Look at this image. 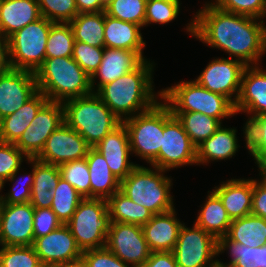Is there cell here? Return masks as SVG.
<instances>
[{
    "label": "cell",
    "mask_w": 266,
    "mask_h": 267,
    "mask_svg": "<svg viewBox=\"0 0 266 267\" xmlns=\"http://www.w3.org/2000/svg\"><path fill=\"white\" fill-rule=\"evenodd\" d=\"M232 241L249 247L266 244V219L247 215L233 219L226 235Z\"/></svg>",
    "instance_id": "32"
},
{
    "label": "cell",
    "mask_w": 266,
    "mask_h": 267,
    "mask_svg": "<svg viewBox=\"0 0 266 267\" xmlns=\"http://www.w3.org/2000/svg\"><path fill=\"white\" fill-rule=\"evenodd\" d=\"M38 91L61 102L92 93L89 75L72 57L46 58L35 72Z\"/></svg>",
    "instance_id": "3"
},
{
    "label": "cell",
    "mask_w": 266,
    "mask_h": 267,
    "mask_svg": "<svg viewBox=\"0 0 266 267\" xmlns=\"http://www.w3.org/2000/svg\"><path fill=\"white\" fill-rule=\"evenodd\" d=\"M161 90L162 101L172 112H200L221 123L236 114L235 105L227 97L207 90L192 79Z\"/></svg>",
    "instance_id": "6"
},
{
    "label": "cell",
    "mask_w": 266,
    "mask_h": 267,
    "mask_svg": "<svg viewBox=\"0 0 266 267\" xmlns=\"http://www.w3.org/2000/svg\"><path fill=\"white\" fill-rule=\"evenodd\" d=\"M144 61L145 59L137 51L105 48L99 68L90 77L92 92H96L101 86L122 77L125 73L135 70Z\"/></svg>",
    "instance_id": "21"
},
{
    "label": "cell",
    "mask_w": 266,
    "mask_h": 267,
    "mask_svg": "<svg viewBox=\"0 0 266 267\" xmlns=\"http://www.w3.org/2000/svg\"><path fill=\"white\" fill-rule=\"evenodd\" d=\"M264 48L266 51V25L264 24Z\"/></svg>",
    "instance_id": "57"
},
{
    "label": "cell",
    "mask_w": 266,
    "mask_h": 267,
    "mask_svg": "<svg viewBox=\"0 0 266 267\" xmlns=\"http://www.w3.org/2000/svg\"><path fill=\"white\" fill-rule=\"evenodd\" d=\"M212 189L221 199L228 216L233 219L251 214L253 178L228 179Z\"/></svg>",
    "instance_id": "23"
},
{
    "label": "cell",
    "mask_w": 266,
    "mask_h": 267,
    "mask_svg": "<svg viewBox=\"0 0 266 267\" xmlns=\"http://www.w3.org/2000/svg\"><path fill=\"white\" fill-rule=\"evenodd\" d=\"M38 92L35 73L13 69L0 75V120L15 113Z\"/></svg>",
    "instance_id": "18"
},
{
    "label": "cell",
    "mask_w": 266,
    "mask_h": 267,
    "mask_svg": "<svg viewBox=\"0 0 266 267\" xmlns=\"http://www.w3.org/2000/svg\"><path fill=\"white\" fill-rule=\"evenodd\" d=\"M54 23L39 18L8 38L10 64L13 69L35 73L46 59V44Z\"/></svg>",
    "instance_id": "9"
},
{
    "label": "cell",
    "mask_w": 266,
    "mask_h": 267,
    "mask_svg": "<svg viewBox=\"0 0 266 267\" xmlns=\"http://www.w3.org/2000/svg\"><path fill=\"white\" fill-rule=\"evenodd\" d=\"M245 147L259 170H266V112L250 118L243 125Z\"/></svg>",
    "instance_id": "35"
},
{
    "label": "cell",
    "mask_w": 266,
    "mask_h": 267,
    "mask_svg": "<svg viewBox=\"0 0 266 267\" xmlns=\"http://www.w3.org/2000/svg\"><path fill=\"white\" fill-rule=\"evenodd\" d=\"M197 165L196 146L184 131L182 123L173 115L170 107L164 102V130L162 146L158 158L152 167L170 171L183 166Z\"/></svg>",
    "instance_id": "10"
},
{
    "label": "cell",
    "mask_w": 266,
    "mask_h": 267,
    "mask_svg": "<svg viewBox=\"0 0 266 267\" xmlns=\"http://www.w3.org/2000/svg\"><path fill=\"white\" fill-rule=\"evenodd\" d=\"M258 179H253L251 214L266 219V170H259Z\"/></svg>",
    "instance_id": "50"
},
{
    "label": "cell",
    "mask_w": 266,
    "mask_h": 267,
    "mask_svg": "<svg viewBox=\"0 0 266 267\" xmlns=\"http://www.w3.org/2000/svg\"><path fill=\"white\" fill-rule=\"evenodd\" d=\"M139 267H178L172 251L151 252L150 257Z\"/></svg>",
    "instance_id": "51"
},
{
    "label": "cell",
    "mask_w": 266,
    "mask_h": 267,
    "mask_svg": "<svg viewBox=\"0 0 266 267\" xmlns=\"http://www.w3.org/2000/svg\"><path fill=\"white\" fill-rule=\"evenodd\" d=\"M33 222L31 203H1L0 246H32L35 240Z\"/></svg>",
    "instance_id": "15"
},
{
    "label": "cell",
    "mask_w": 266,
    "mask_h": 267,
    "mask_svg": "<svg viewBox=\"0 0 266 267\" xmlns=\"http://www.w3.org/2000/svg\"><path fill=\"white\" fill-rule=\"evenodd\" d=\"M31 167L30 173H24V175L19 170H17L8 180L4 181L13 183L11 189L3 194L1 203L3 204H20V203H30L31 200V189L34 183V158H29L26 162ZM20 173V177L17 175ZM20 185V186H19ZM19 186V187H18Z\"/></svg>",
    "instance_id": "40"
},
{
    "label": "cell",
    "mask_w": 266,
    "mask_h": 267,
    "mask_svg": "<svg viewBox=\"0 0 266 267\" xmlns=\"http://www.w3.org/2000/svg\"><path fill=\"white\" fill-rule=\"evenodd\" d=\"M146 59L135 70L101 86L95 93L106 106L123 122L146 112L162 99V90L154 91V61Z\"/></svg>",
    "instance_id": "2"
},
{
    "label": "cell",
    "mask_w": 266,
    "mask_h": 267,
    "mask_svg": "<svg viewBox=\"0 0 266 267\" xmlns=\"http://www.w3.org/2000/svg\"><path fill=\"white\" fill-rule=\"evenodd\" d=\"M29 158L14 143L0 141V177L6 181L17 170L22 171L23 161Z\"/></svg>",
    "instance_id": "46"
},
{
    "label": "cell",
    "mask_w": 266,
    "mask_h": 267,
    "mask_svg": "<svg viewBox=\"0 0 266 267\" xmlns=\"http://www.w3.org/2000/svg\"><path fill=\"white\" fill-rule=\"evenodd\" d=\"M81 261L85 267H132L120 260L107 247L84 251Z\"/></svg>",
    "instance_id": "48"
},
{
    "label": "cell",
    "mask_w": 266,
    "mask_h": 267,
    "mask_svg": "<svg viewBox=\"0 0 266 267\" xmlns=\"http://www.w3.org/2000/svg\"><path fill=\"white\" fill-rule=\"evenodd\" d=\"M246 67L239 60L217 57L212 59L194 80L207 90L227 97L235 105Z\"/></svg>",
    "instance_id": "12"
},
{
    "label": "cell",
    "mask_w": 266,
    "mask_h": 267,
    "mask_svg": "<svg viewBox=\"0 0 266 267\" xmlns=\"http://www.w3.org/2000/svg\"><path fill=\"white\" fill-rule=\"evenodd\" d=\"M106 247L124 263L139 267L150 257L142 226L111 222Z\"/></svg>",
    "instance_id": "14"
},
{
    "label": "cell",
    "mask_w": 266,
    "mask_h": 267,
    "mask_svg": "<svg viewBox=\"0 0 266 267\" xmlns=\"http://www.w3.org/2000/svg\"><path fill=\"white\" fill-rule=\"evenodd\" d=\"M42 17L53 23H70L79 14L76 0H38Z\"/></svg>",
    "instance_id": "44"
},
{
    "label": "cell",
    "mask_w": 266,
    "mask_h": 267,
    "mask_svg": "<svg viewBox=\"0 0 266 267\" xmlns=\"http://www.w3.org/2000/svg\"><path fill=\"white\" fill-rule=\"evenodd\" d=\"M74 33L69 23H54L46 44V58L72 57Z\"/></svg>",
    "instance_id": "38"
},
{
    "label": "cell",
    "mask_w": 266,
    "mask_h": 267,
    "mask_svg": "<svg viewBox=\"0 0 266 267\" xmlns=\"http://www.w3.org/2000/svg\"><path fill=\"white\" fill-rule=\"evenodd\" d=\"M78 13L103 12L106 4L103 0H76Z\"/></svg>",
    "instance_id": "52"
},
{
    "label": "cell",
    "mask_w": 266,
    "mask_h": 267,
    "mask_svg": "<svg viewBox=\"0 0 266 267\" xmlns=\"http://www.w3.org/2000/svg\"><path fill=\"white\" fill-rule=\"evenodd\" d=\"M261 65L247 66L241 81V90L235 112L246 113L250 118L266 112V69Z\"/></svg>",
    "instance_id": "19"
},
{
    "label": "cell",
    "mask_w": 266,
    "mask_h": 267,
    "mask_svg": "<svg viewBox=\"0 0 266 267\" xmlns=\"http://www.w3.org/2000/svg\"><path fill=\"white\" fill-rule=\"evenodd\" d=\"M217 256L225 251L230 260L223 262L217 258L218 267H266V244L249 247L232 241L226 235L217 238Z\"/></svg>",
    "instance_id": "29"
},
{
    "label": "cell",
    "mask_w": 266,
    "mask_h": 267,
    "mask_svg": "<svg viewBox=\"0 0 266 267\" xmlns=\"http://www.w3.org/2000/svg\"><path fill=\"white\" fill-rule=\"evenodd\" d=\"M111 0H103L105 4L109 3Z\"/></svg>",
    "instance_id": "58"
},
{
    "label": "cell",
    "mask_w": 266,
    "mask_h": 267,
    "mask_svg": "<svg viewBox=\"0 0 266 267\" xmlns=\"http://www.w3.org/2000/svg\"><path fill=\"white\" fill-rule=\"evenodd\" d=\"M107 203L111 222L130 223L143 226L154 215L146 207L133 202L120 190L115 192L107 200Z\"/></svg>",
    "instance_id": "33"
},
{
    "label": "cell",
    "mask_w": 266,
    "mask_h": 267,
    "mask_svg": "<svg viewBox=\"0 0 266 267\" xmlns=\"http://www.w3.org/2000/svg\"><path fill=\"white\" fill-rule=\"evenodd\" d=\"M166 170L138 164L122 181L120 191L138 205L146 207L154 215L175 208L171 188V176Z\"/></svg>",
    "instance_id": "5"
},
{
    "label": "cell",
    "mask_w": 266,
    "mask_h": 267,
    "mask_svg": "<svg viewBox=\"0 0 266 267\" xmlns=\"http://www.w3.org/2000/svg\"><path fill=\"white\" fill-rule=\"evenodd\" d=\"M61 177L59 166L34 158V183L30 203L34 208H51L53 189Z\"/></svg>",
    "instance_id": "31"
},
{
    "label": "cell",
    "mask_w": 266,
    "mask_h": 267,
    "mask_svg": "<svg viewBox=\"0 0 266 267\" xmlns=\"http://www.w3.org/2000/svg\"><path fill=\"white\" fill-rule=\"evenodd\" d=\"M3 267H43L33 246H0Z\"/></svg>",
    "instance_id": "43"
},
{
    "label": "cell",
    "mask_w": 266,
    "mask_h": 267,
    "mask_svg": "<svg viewBox=\"0 0 266 267\" xmlns=\"http://www.w3.org/2000/svg\"><path fill=\"white\" fill-rule=\"evenodd\" d=\"M61 225L62 222L51 208H34V238L47 235Z\"/></svg>",
    "instance_id": "49"
},
{
    "label": "cell",
    "mask_w": 266,
    "mask_h": 267,
    "mask_svg": "<svg viewBox=\"0 0 266 267\" xmlns=\"http://www.w3.org/2000/svg\"><path fill=\"white\" fill-rule=\"evenodd\" d=\"M4 186H5V184H4V180L0 177V193L2 192V190L4 189ZM2 193L0 194V201H1V199H2Z\"/></svg>",
    "instance_id": "55"
},
{
    "label": "cell",
    "mask_w": 266,
    "mask_h": 267,
    "mask_svg": "<svg viewBox=\"0 0 266 267\" xmlns=\"http://www.w3.org/2000/svg\"><path fill=\"white\" fill-rule=\"evenodd\" d=\"M264 17L266 18V0H265V5H264V10H263V13H262V16H261V21L265 24L264 22Z\"/></svg>",
    "instance_id": "56"
},
{
    "label": "cell",
    "mask_w": 266,
    "mask_h": 267,
    "mask_svg": "<svg viewBox=\"0 0 266 267\" xmlns=\"http://www.w3.org/2000/svg\"><path fill=\"white\" fill-rule=\"evenodd\" d=\"M180 0H147L144 27L150 24H168L180 14Z\"/></svg>",
    "instance_id": "42"
},
{
    "label": "cell",
    "mask_w": 266,
    "mask_h": 267,
    "mask_svg": "<svg viewBox=\"0 0 266 267\" xmlns=\"http://www.w3.org/2000/svg\"><path fill=\"white\" fill-rule=\"evenodd\" d=\"M59 267H85L82 261H77L74 263H68V264H61Z\"/></svg>",
    "instance_id": "54"
},
{
    "label": "cell",
    "mask_w": 266,
    "mask_h": 267,
    "mask_svg": "<svg viewBox=\"0 0 266 267\" xmlns=\"http://www.w3.org/2000/svg\"><path fill=\"white\" fill-rule=\"evenodd\" d=\"M200 207L194 223L216 239L227 235L232 220L221 199L213 190L208 191L206 201Z\"/></svg>",
    "instance_id": "30"
},
{
    "label": "cell",
    "mask_w": 266,
    "mask_h": 267,
    "mask_svg": "<svg viewBox=\"0 0 266 267\" xmlns=\"http://www.w3.org/2000/svg\"><path fill=\"white\" fill-rule=\"evenodd\" d=\"M41 17L38 0H3L0 7V36L8 39Z\"/></svg>",
    "instance_id": "26"
},
{
    "label": "cell",
    "mask_w": 266,
    "mask_h": 267,
    "mask_svg": "<svg viewBox=\"0 0 266 267\" xmlns=\"http://www.w3.org/2000/svg\"><path fill=\"white\" fill-rule=\"evenodd\" d=\"M182 123L184 131L192 143L198 147L211 137L223 124L218 119L201 114L200 112H172Z\"/></svg>",
    "instance_id": "36"
},
{
    "label": "cell",
    "mask_w": 266,
    "mask_h": 267,
    "mask_svg": "<svg viewBox=\"0 0 266 267\" xmlns=\"http://www.w3.org/2000/svg\"><path fill=\"white\" fill-rule=\"evenodd\" d=\"M128 132L131 155L149 166L158 158L164 130V101L122 122Z\"/></svg>",
    "instance_id": "8"
},
{
    "label": "cell",
    "mask_w": 266,
    "mask_h": 267,
    "mask_svg": "<svg viewBox=\"0 0 266 267\" xmlns=\"http://www.w3.org/2000/svg\"><path fill=\"white\" fill-rule=\"evenodd\" d=\"M90 148L86 140L64 122L49 136L36 159L60 166L63 163L86 157Z\"/></svg>",
    "instance_id": "17"
},
{
    "label": "cell",
    "mask_w": 266,
    "mask_h": 267,
    "mask_svg": "<svg viewBox=\"0 0 266 267\" xmlns=\"http://www.w3.org/2000/svg\"><path fill=\"white\" fill-rule=\"evenodd\" d=\"M90 173V198L108 200L120 190V180L111 172L105 158L91 147L86 156Z\"/></svg>",
    "instance_id": "28"
},
{
    "label": "cell",
    "mask_w": 266,
    "mask_h": 267,
    "mask_svg": "<svg viewBox=\"0 0 266 267\" xmlns=\"http://www.w3.org/2000/svg\"><path fill=\"white\" fill-rule=\"evenodd\" d=\"M147 0H111L106 4L105 13L122 21L144 27Z\"/></svg>",
    "instance_id": "39"
},
{
    "label": "cell",
    "mask_w": 266,
    "mask_h": 267,
    "mask_svg": "<svg viewBox=\"0 0 266 267\" xmlns=\"http://www.w3.org/2000/svg\"><path fill=\"white\" fill-rule=\"evenodd\" d=\"M176 209L155 214L142 226L145 240L152 252H170L176 246L179 231L183 225Z\"/></svg>",
    "instance_id": "22"
},
{
    "label": "cell",
    "mask_w": 266,
    "mask_h": 267,
    "mask_svg": "<svg viewBox=\"0 0 266 267\" xmlns=\"http://www.w3.org/2000/svg\"><path fill=\"white\" fill-rule=\"evenodd\" d=\"M64 121L95 147L122 122L95 92L64 101Z\"/></svg>",
    "instance_id": "4"
},
{
    "label": "cell",
    "mask_w": 266,
    "mask_h": 267,
    "mask_svg": "<svg viewBox=\"0 0 266 267\" xmlns=\"http://www.w3.org/2000/svg\"><path fill=\"white\" fill-rule=\"evenodd\" d=\"M43 267H59V265H57V266H43Z\"/></svg>",
    "instance_id": "59"
},
{
    "label": "cell",
    "mask_w": 266,
    "mask_h": 267,
    "mask_svg": "<svg viewBox=\"0 0 266 267\" xmlns=\"http://www.w3.org/2000/svg\"><path fill=\"white\" fill-rule=\"evenodd\" d=\"M105 48L90 46L80 41L74 42L72 58L91 77L99 68Z\"/></svg>",
    "instance_id": "45"
},
{
    "label": "cell",
    "mask_w": 266,
    "mask_h": 267,
    "mask_svg": "<svg viewBox=\"0 0 266 267\" xmlns=\"http://www.w3.org/2000/svg\"><path fill=\"white\" fill-rule=\"evenodd\" d=\"M218 9L261 19L265 0H211Z\"/></svg>",
    "instance_id": "47"
},
{
    "label": "cell",
    "mask_w": 266,
    "mask_h": 267,
    "mask_svg": "<svg viewBox=\"0 0 266 267\" xmlns=\"http://www.w3.org/2000/svg\"><path fill=\"white\" fill-rule=\"evenodd\" d=\"M11 68L8 39L0 36V75Z\"/></svg>",
    "instance_id": "53"
},
{
    "label": "cell",
    "mask_w": 266,
    "mask_h": 267,
    "mask_svg": "<svg viewBox=\"0 0 266 267\" xmlns=\"http://www.w3.org/2000/svg\"><path fill=\"white\" fill-rule=\"evenodd\" d=\"M52 192L51 210L62 224H66L72 218L84 197L62 177H60L58 185Z\"/></svg>",
    "instance_id": "37"
},
{
    "label": "cell",
    "mask_w": 266,
    "mask_h": 267,
    "mask_svg": "<svg viewBox=\"0 0 266 267\" xmlns=\"http://www.w3.org/2000/svg\"><path fill=\"white\" fill-rule=\"evenodd\" d=\"M64 122L63 104L48 100L14 144L28 158H36L43 150L49 136Z\"/></svg>",
    "instance_id": "13"
},
{
    "label": "cell",
    "mask_w": 266,
    "mask_h": 267,
    "mask_svg": "<svg viewBox=\"0 0 266 267\" xmlns=\"http://www.w3.org/2000/svg\"><path fill=\"white\" fill-rule=\"evenodd\" d=\"M141 29L135 23L122 21L105 13L104 47L137 51L146 60L148 58H145L143 52L146 41L143 40Z\"/></svg>",
    "instance_id": "24"
},
{
    "label": "cell",
    "mask_w": 266,
    "mask_h": 267,
    "mask_svg": "<svg viewBox=\"0 0 266 267\" xmlns=\"http://www.w3.org/2000/svg\"><path fill=\"white\" fill-rule=\"evenodd\" d=\"M48 98L38 91L31 99L15 113L0 120V141L15 143L24 131L31 125L40 108Z\"/></svg>",
    "instance_id": "27"
},
{
    "label": "cell",
    "mask_w": 266,
    "mask_h": 267,
    "mask_svg": "<svg viewBox=\"0 0 266 267\" xmlns=\"http://www.w3.org/2000/svg\"><path fill=\"white\" fill-rule=\"evenodd\" d=\"M203 5L190 19L185 31L203 44L228 53V58L239 60L246 66L262 65L261 58L266 54L264 23L255 17L218 9L210 1Z\"/></svg>",
    "instance_id": "1"
},
{
    "label": "cell",
    "mask_w": 266,
    "mask_h": 267,
    "mask_svg": "<svg viewBox=\"0 0 266 267\" xmlns=\"http://www.w3.org/2000/svg\"><path fill=\"white\" fill-rule=\"evenodd\" d=\"M110 224L107 200L95 198H84L66 223L82 252L106 247Z\"/></svg>",
    "instance_id": "7"
},
{
    "label": "cell",
    "mask_w": 266,
    "mask_h": 267,
    "mask_svg": "<svg viewBox=\"0 0 266 267\" xmlns=\"http://www.w3.org/2000/svg\"><path fill=\"white\" fill-rule=\"evenodd\" d=\"M104 17L105 11L77 14L69 23L72 27L75 41L87 43L98 48H105Z\"/></svg>",
    "instance_id": "34"
},
{
    "label": "cell",
    "mask_w": 266,
    "mask_h": 267,
    "mask_svg": "<svg viewBox=\"0 0 266 267\" xmlns=\"http://www.w3.org/2000/svg\"><path fill=\"white\" fill-rule=\"evenodd\" d=\"M94 148L105 158L109 169L120 181L138 165L130 160L129 137L123 123L109 132Z\"/></svg>",
    "instance_id": "20"
},
{
    "label": "cell",
    "mask_w": 266,
    "mask_h": 267,
    "mask_svg": "<svg viewBox=\"0 0 266 267\" xmlns=\"http://www.w3.org/2000/svg\"><path fill=\"white\" fill-rule=\"evenodd\" d=\"M183 223L173 254L178 267H218L217 239L195 223Z\"/></svg>",
    "instance_id": "11"
},
{
    "label": "cell",
    "mask_w": 266,
    "mask_h": 267,
    "mask_svg": "<svg viewBox=\"0 0 266 267\" xmlns=\"http://www.w3.org/2000/svg\"><path fill=\"white\" fill-rule=\"evenodd\" d=\"M61 177L84 198H90V173L86 157L59 166Z\"/></svg>",
    "instance_id": "41"
},
{
    "label": "cell",
    "mask_w": 266,
    "mask_h": 267,
    "mask_svg": "<svg viewBox=\"0 0 266 267\" xmlns=\"http://www.w3.org/2000/svg\"><path fill=\"white\" fill-rule=\"evenodd\" d=\"M32 246L43 266L74 263L81 260L83 253L66 224L47 235L35 238Z\"/></svg>",
    "instance_id": "16"
},
{
    "label": "cell",
    "mask_w": 266,
    "mask_h": 267,
    "mask_svg": "<svg viewBox=\"0 0 266 267\" xmlns=\"http://www.w3.org/2000/svg\"><path fill=\"white\" fill-rule=\"evenodd\" d=\"M235 127L222 124L215 133L196 147L197 165H207L212 161L230 160L238 152L239 145Z\"/></svg>",
    "instance_id": "25"
}]
</instances>
